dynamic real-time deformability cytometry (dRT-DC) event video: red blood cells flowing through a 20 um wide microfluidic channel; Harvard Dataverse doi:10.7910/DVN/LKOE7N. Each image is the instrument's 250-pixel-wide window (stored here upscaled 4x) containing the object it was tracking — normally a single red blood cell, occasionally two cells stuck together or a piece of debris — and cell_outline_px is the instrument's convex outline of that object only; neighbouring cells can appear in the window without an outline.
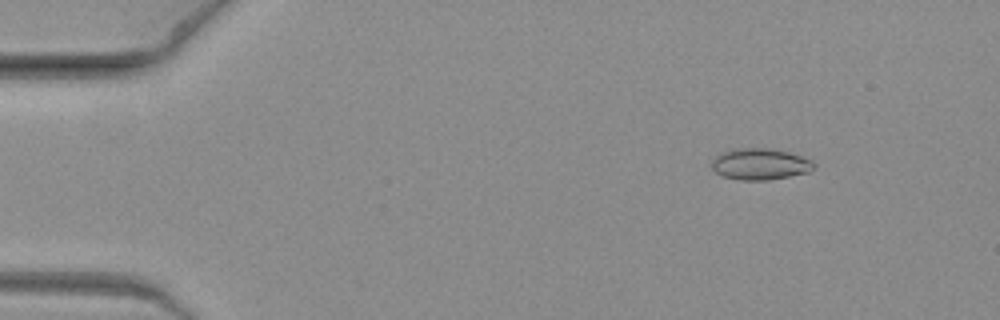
{"species": "common noctule bat (a hibernating species)", "species_latin": "Nyctalus noctula", "temperature_condition": "warm", "stored_images_in_passage": 12, "camera_frame_rate_fps": 3000, "um_per_image_px": 0.085, "animal": {"sex": "female", "body_mass_g": 19.3, "forearm_length_mm": 54.1}, "frame": {"image": 1, "passage_image": 3, "time_ms": 0.667, "image_size_px": [1000, 320], "cell_outline_px": [[816, 168], [808, 172], [768, 180], [740, 180], [724, 176], [716, 172], [712, 168], [712, 160], [716, 156], [724, 152], [736, 148], [776, 148], [812, 160], [816, 164]], "centroid_in_image_um": [64.64, 13.94], "position_along_channel_um": 20.4, "area_um2": 18.67}}
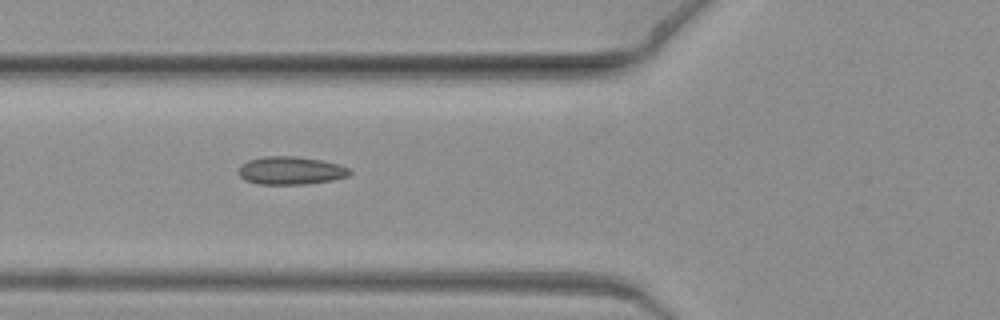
{"frame": {"image": 2, "passage_image": 8, "time_ms": 2.333, "image_size_px": [1000, 320], "cell_outline_px": [[352, 172], [348, 176], [332, 180], [304, 184], [256, 184], [244, 180], [240, 176], [240, 168], [248, 160], [264, 156], [296, 156], [320, 160], [340, 164], [348, 168]], "centroid_in_image_um": [24.73, 14.5], "position_along_channel_um": 101.1, "area_um2": 18.03}}
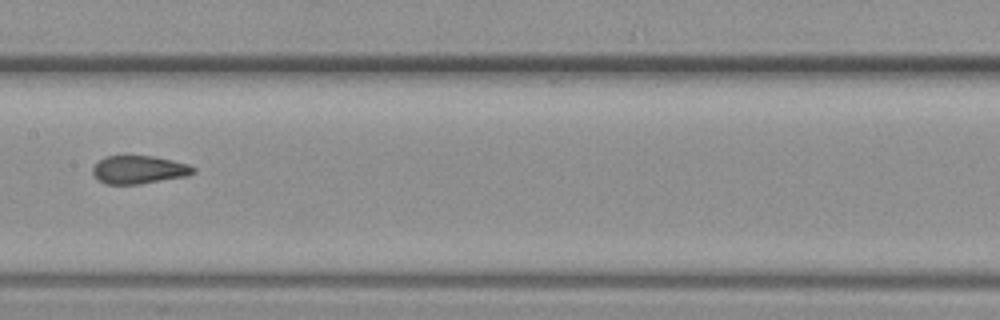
{"frame": {"image": 3, "passage_image": 11, "time_ms": 3.333, "image_size_px": [1000, 320], "cell_outline_px": [[196, 172], [188, 176], [140, 184], [104, 184], [92, 172], [92, 168], [104, 156], [156, 156], [188, 164], [196, 168]], "centroid_in_image_um": [11.85, 14.42], "position_along_channel_um": 195.5, "area_um2": 16.53}}